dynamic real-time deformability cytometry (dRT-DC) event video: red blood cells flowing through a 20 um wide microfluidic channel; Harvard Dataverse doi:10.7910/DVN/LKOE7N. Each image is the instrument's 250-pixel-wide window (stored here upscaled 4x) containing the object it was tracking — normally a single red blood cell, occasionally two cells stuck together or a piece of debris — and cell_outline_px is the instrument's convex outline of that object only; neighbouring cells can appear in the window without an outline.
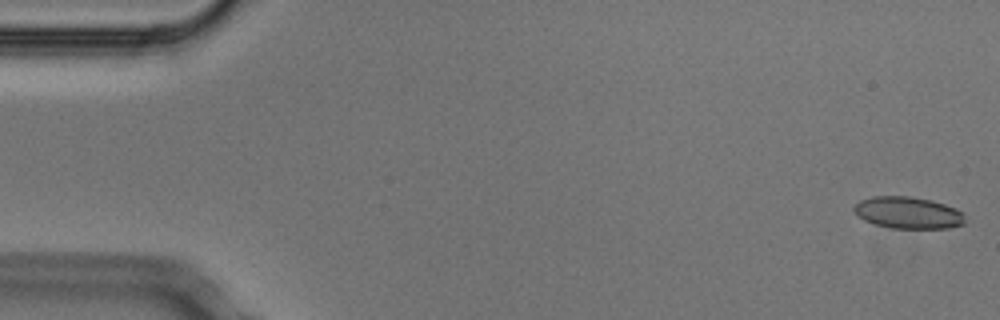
{"species": "Egyptian fruit bat (a non-hibernating species)", "species_latin": "Rousettus aegyptiacus", "temperature_condition": "cold", "stored_images_in_passage": 4, "camera_frame_rate_fps": 3000, "um_per_image_px": 0.085, "animal": {"sex": "male"}, "frame": {"image": 1, "passage_image": 1, "time_ms": 0.0, "image_size_px": [1000, 320], "cell_outline_px": [[964, 224], [948, 228], [892, 228], [876, 224], [864, 220], [852, 208], [860, 200], [872, 196], [908, 196], [932, 200], [956, 208], [964, 212]], "centroid_in_image_um": [77.21, 18.07], "position_along_channel_um": 7.8, "area_um2": 20.52}}
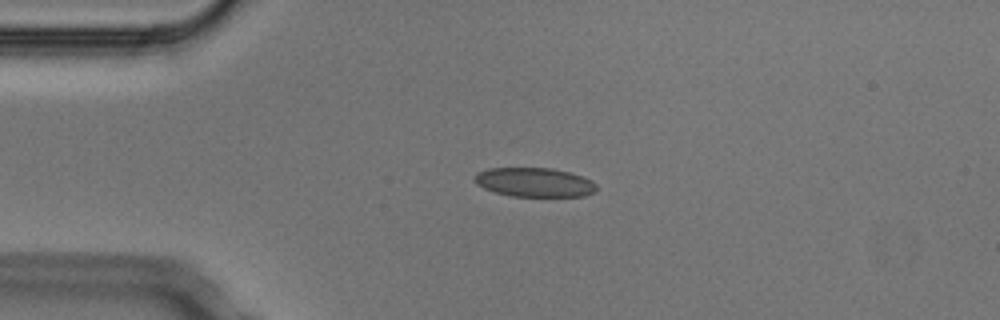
{"frame": {"image": 2, "passage_image": 4, "time_ms": 1.0, "image_size_px": [1000, 320], "cell_outline_px": [[596, 192], [584, 196], [512, 196], [496, 192], [484, 188], [476, 184], [472, 180], [476, 172], [488, 168], [552, 168], [568, 172], [592, 180], [596, 184]], "centroid_in_image_um": [45.4, 15.49], "position_along_channel_um": 39.6, "area_um2": 20.75}}